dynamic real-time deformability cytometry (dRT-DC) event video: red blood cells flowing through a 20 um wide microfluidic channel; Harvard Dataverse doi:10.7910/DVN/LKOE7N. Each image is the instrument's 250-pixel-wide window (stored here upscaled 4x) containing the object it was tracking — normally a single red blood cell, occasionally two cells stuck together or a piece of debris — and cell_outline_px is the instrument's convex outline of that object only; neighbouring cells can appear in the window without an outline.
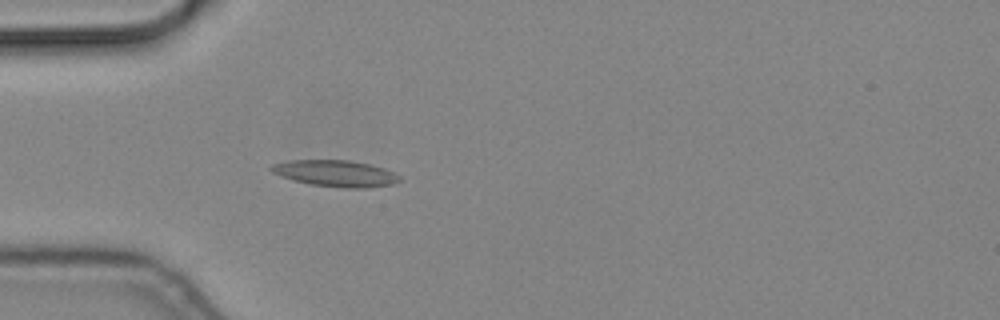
{"species": "common noctule bat (a hibernating species)", "species_latin": "Nyctalus noctula", "temperature_condition": "cold", "stored_images_in_passage": 47, "camera_frame_rate_fps": 3000, "um_per_image_px": 0.085, "animal": {"sex": "male", "body_mass_g": 19.2, "forearm_length_mm": 51.8}, "frame": {"image": 1, "passage_image": 15, "time_ms": 4.667, "image_size_px": [1000, 320], "cell_outline_px": [[400, 180], [396, 184], [368, 188], [344, 188], [308, 184], [292, 180], [280, 176], [272, 172], [268, 168], [272, 164], [288, 160], [348, 160], [368, 164], [384, 168], [400, 176]], "centroid_in_image_um": [28.5, 14.75], "position_along_channel_um": 56.5, "area_um2": 19.94}}
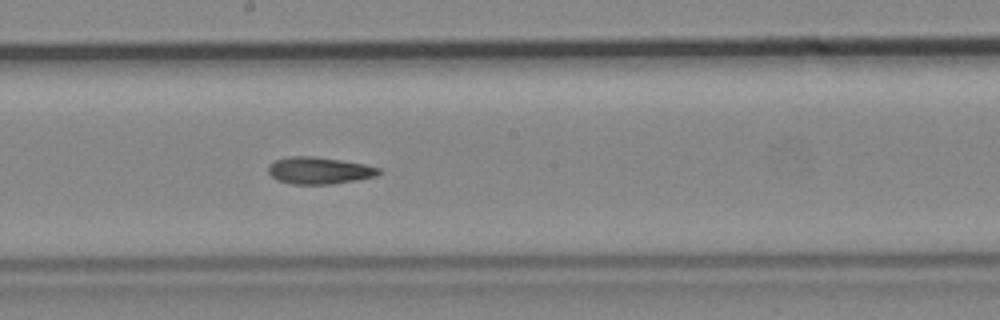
{"frame": {"image": 2, "passage_image": 29, "time_ms": 9.333, "image_size_px": [1000, 320], "cell_outline_px": [[380, 172], [376, 176], [332, 184], [292, 184], [280, 180], [272, 176], [268, 172], [268, 164], [276, 160], [288, 156], [312, 156], [340, 160], [364, 164], [380, 168]], "centroid_in_image_um": [27.11, 14.49], "position_along_channel_um": 221.1, "area_um2": 17.17}}
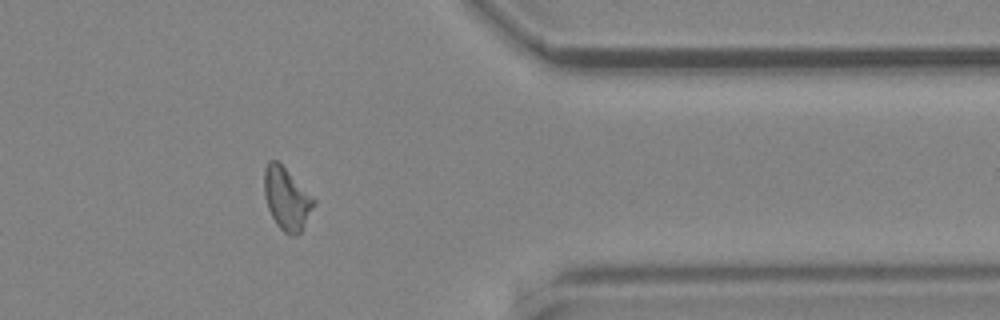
{"frame": {"image": 3, "passage_image": 44, "time_ms": 14.333, "image_size_px": [1000, 320], "cell_outline_px": [[316, 204], [300, 232], [296, 236], [292, 236], [284, 232], [276, 224], [268, 208], [264, 196], [264, 168], [268, 160], [276, 160], [316, 200]], "centroid_in_image_um": [24.35, 16.91], "position_along_channel_um": 387.0, "area_um2": 17.8}}